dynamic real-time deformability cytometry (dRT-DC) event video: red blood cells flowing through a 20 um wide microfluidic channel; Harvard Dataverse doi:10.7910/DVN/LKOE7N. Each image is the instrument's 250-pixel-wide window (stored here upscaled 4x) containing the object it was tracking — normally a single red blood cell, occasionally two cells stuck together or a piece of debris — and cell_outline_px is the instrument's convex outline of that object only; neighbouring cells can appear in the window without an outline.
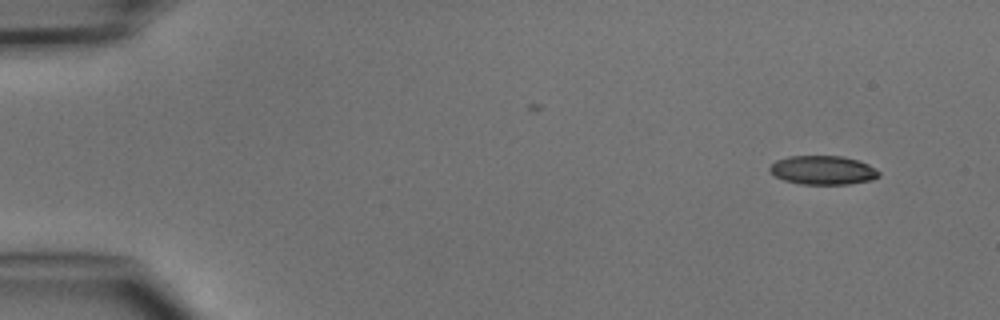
{"species": "common noctule bat (a hibernating species)", "species_latin": "Nyctalus noctula", "temperature_condition": "cold", "stored_images_in_passage": 3, "camera_frame_rate_fps": 3000, "um_per_image_px": 0.085, "animal": {"sex": "male", "body_mass_g": 15.6}, "frame": {"image": 1, "passage_image": 1, "time_ms": 0.0, "image_size_px": [1000, 320], "cell_outline_px": [[880, 176], [872, 180], [848, 184], [800, 184], [784, 180], [776, 176], [768, 168], [776, 160], [788, 156], [844, 156], [868, 164], [876, 168], [880, 172]], "centroid_in_image_um": [69.97, 14.46], "position_along_channel_um": 15.0, "area_um2": 18.38}}
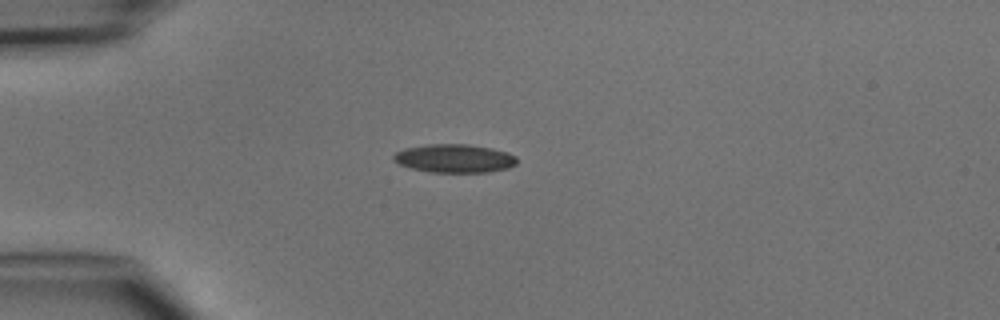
{"frame": {"image": 2, "passage_image": 3, "time_ms": 3.0, "image_size_px": [1000, 320], "cell_outline_px": [[516, 164], [508, 168], [488, 172], [428, 172], [412, 168], [400, 164], [392, 160], [392, 156], [396, 152], [404, 148], [428, 144], [468, 144], [492, 148], [508, 152], [516, 156]], "centroid_in_image_um": [38.62, 13.46], "position_along_channel_um": 46.4, "area_um2": 20.52}}